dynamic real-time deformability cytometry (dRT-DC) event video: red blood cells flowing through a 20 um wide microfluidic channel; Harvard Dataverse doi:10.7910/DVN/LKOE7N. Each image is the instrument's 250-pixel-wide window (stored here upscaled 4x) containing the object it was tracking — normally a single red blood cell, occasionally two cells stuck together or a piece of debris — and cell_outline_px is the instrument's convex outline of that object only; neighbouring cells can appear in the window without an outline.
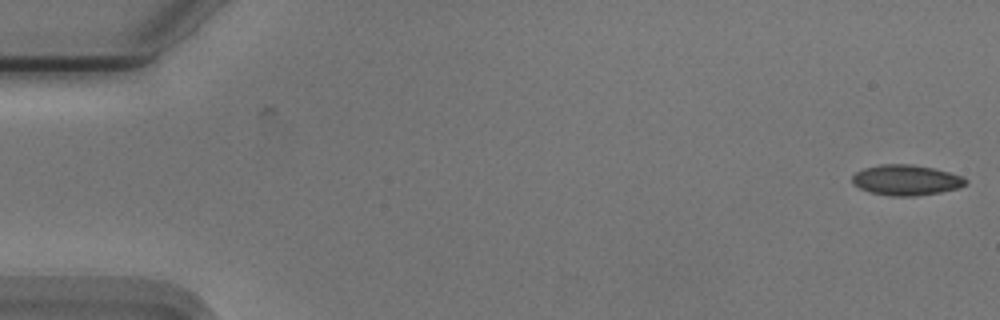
{"species": "Egyptian fruit bat (a non-hibernating species)", "species_latin": "Rousettus aegyptiacus", "temperature_condition": "cold", "stored_images_in_passage": 6, "camera_frame_rate_fps": 3000, "um_per_image_px": 0.085, "animal": {"sex": "male"}, "frame": {"image": 1, "passage_image": 6, "time_ms": 1.667, "image_size_px": [1000, 320], "cell_outline_px": [[968, 184], [960, 188], [940, 192], [916, 196], [892, 196], [872, 192], [860, 188], [852, 184], [852, 176], [856, 172], [864, 168], [880, 164], [912, 164], [932, 168], [964, 176], [968, 180]], "centroid_in_image_um": [77.06, 15.3], "position_along_channel_um": 7.9, "area_um2": 20.23}}